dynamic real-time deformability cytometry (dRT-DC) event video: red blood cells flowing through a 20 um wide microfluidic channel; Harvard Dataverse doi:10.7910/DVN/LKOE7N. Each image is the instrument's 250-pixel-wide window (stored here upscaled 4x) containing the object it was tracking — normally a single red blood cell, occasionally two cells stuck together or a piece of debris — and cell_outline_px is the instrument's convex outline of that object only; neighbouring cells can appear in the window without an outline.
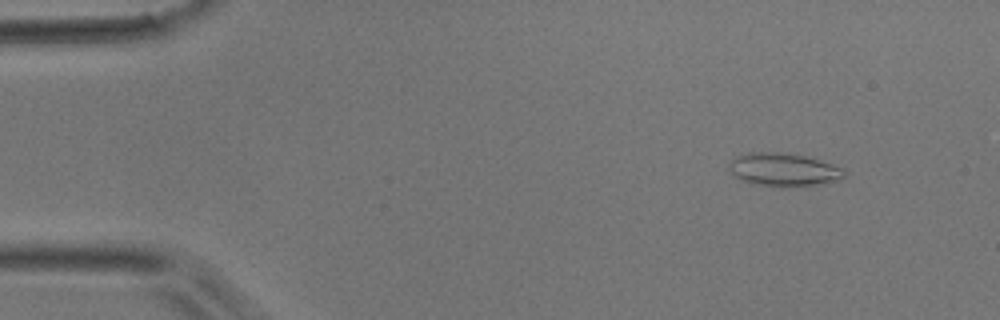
{"species": "common noctule bat (a hibernating species)", "species_latin": "Nyctalus noctula", "temperature_condition": "room temperature", "stored_images_in_passage": 6, "camera_frame_rate_fps": 3000, "um_per_image_px": 0.085, "animal": {"sex": "male", "body_mass_g": 17.9}, "frame": {"image": 1, "passage_image": 3, "time_ms": 0.667, "image_size_px": [1000, 320], "cell_outline_px": [[844, 176], [816, 184], [788, 188], [760, 184], [740, 180], [728, 168], [728, 164], [736, 156], [748, 152], [776, 152], [804, 156], [820, 160], [844, 168]], "centroid_in_image_um": [66.55, 14.41], "position_along_channel_um": 18.5, "area_um2": 21.85}}